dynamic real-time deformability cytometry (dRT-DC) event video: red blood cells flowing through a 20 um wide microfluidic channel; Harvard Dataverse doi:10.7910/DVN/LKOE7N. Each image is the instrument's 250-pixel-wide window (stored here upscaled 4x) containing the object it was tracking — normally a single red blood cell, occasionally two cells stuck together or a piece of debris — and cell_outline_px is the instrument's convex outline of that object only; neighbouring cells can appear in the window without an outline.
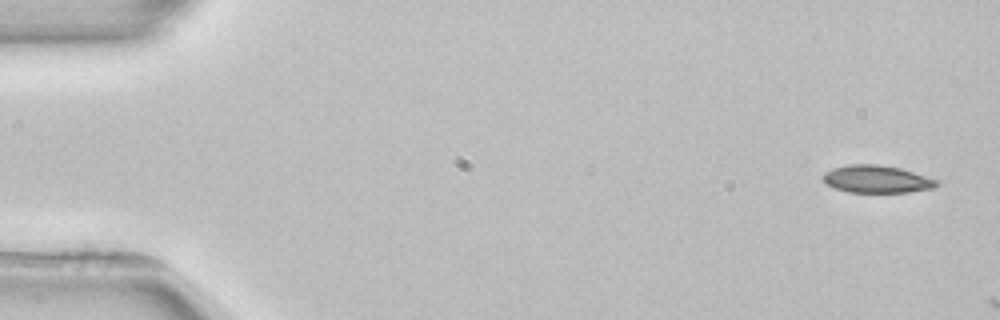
{"species": "common noctule bat (a hibernating species)", "species_latin": "Nyctalus noctula", "temperature_condition": "room temperature", "stored_images_in_passage": 2, "camera_frame_rate_fps": 3000, "um_per_image_px": 0.085, "animal": {"sex": "female", "body_mass_g": 22.7, "forearm_length_mm": 54.2}, "frame": {"image": 1, "passage_image": 1, "time_ms": 0.0, "image_size_px": [1000, 320], "cell_outline_px": [[940, 184], [932, 188], [908, 192], [848, 192], [836, 188], [828, 184], [820, 176], [824, 172], [832, 168], [848, 164], [880, 164], [900, 168], [940, 180]], "centroid_in_image_um": [74.53, 15.21], "position_along_channel_um": 10.5, "area_um2": 18.32}}